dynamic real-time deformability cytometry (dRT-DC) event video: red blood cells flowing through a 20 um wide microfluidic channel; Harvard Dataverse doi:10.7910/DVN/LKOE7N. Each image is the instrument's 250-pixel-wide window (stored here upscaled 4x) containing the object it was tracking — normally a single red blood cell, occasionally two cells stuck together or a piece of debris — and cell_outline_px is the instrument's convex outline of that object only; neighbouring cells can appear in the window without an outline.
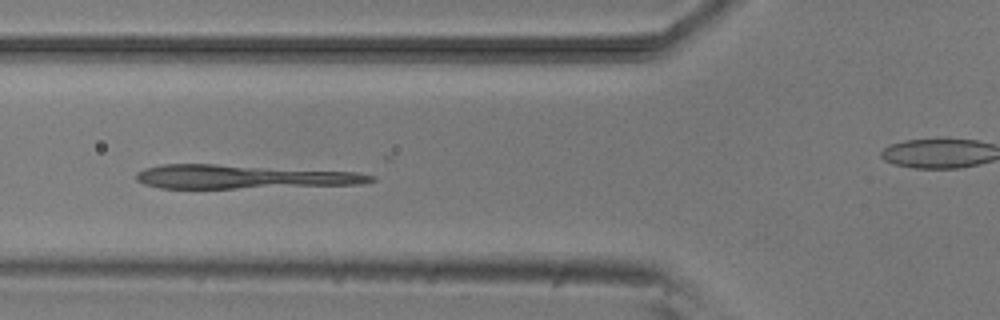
{"species": "common noctule bat (a hibernating species)", "species_latin": "Nyctalus noctula", "temperature_condition": "room temperature", "stored_images_in_passage": 7, "camera_frame_rate_fps": 3000, "um_per_image_px": 0.085, "animal": {"sex": "male", "body_mass_g": 20.5, "forearm_length_mm": 52.5}, "frame": {"image": 1, "passage_image": 4, "time_ms": 4.0, "image_size_px": [1000, 320], "cell_outline_px": [[376, 180], [360, 184], [236, 188], [160, 188], [144, 184], [136, 180], [136, 172], [144, 168], [164, 164], [216, 164], [360, 172], [376, 176]], "centroid_in_image_um": [20.67, 15.02], "position_along_channel_um": 105.1, "area_um2": 32.6}}
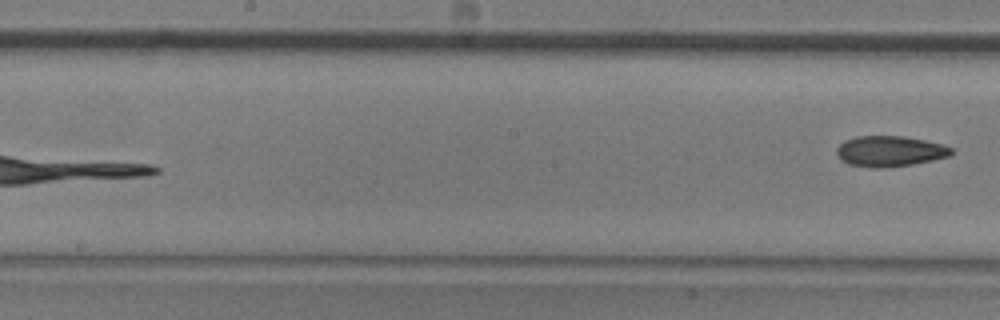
{"frame": {"image": 2, "passage_image": 7, "time_ms": 7.667, "image_size_px": [1000, 320], "cell_outline_px": [[956, 152], [952, 156], [912, 164], [880, 168], [872, 168], [848, 164], [840, 160], [836, 152], [836, 148], [844, 140], [856, 136], [904, 136], [944, 144], [952, 148]], "centroid_in_image_um": [75.65, 12.85], "position_along_channel_um": 172.5, "area_um2": 20.75}}